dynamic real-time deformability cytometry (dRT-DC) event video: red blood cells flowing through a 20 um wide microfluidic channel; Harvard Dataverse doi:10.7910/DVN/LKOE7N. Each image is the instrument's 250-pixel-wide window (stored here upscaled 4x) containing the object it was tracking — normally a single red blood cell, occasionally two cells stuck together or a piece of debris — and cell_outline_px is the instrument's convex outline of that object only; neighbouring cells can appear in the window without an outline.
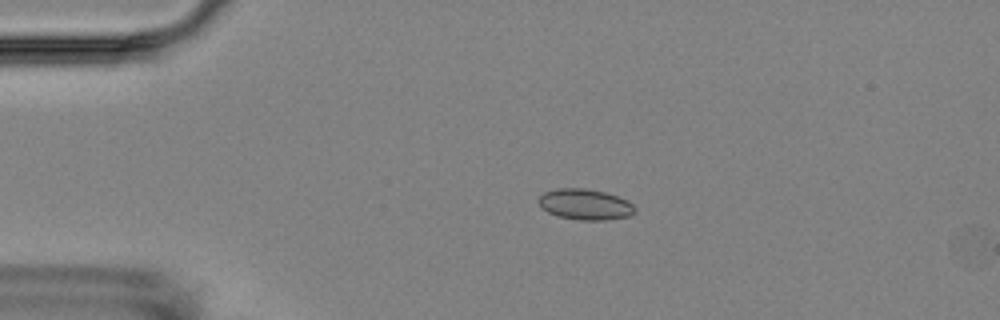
{"species": "Egyptian fruit bat (a non-hibernating species)", "species_latin": "Rousettus aegyptiacus", "temperature_condition": "room temperature", "stored_images_in_passage": 4, "camera_frame_rate_fps": 3000, "um_per_image_px": 0.085, "animal": {"sex": "female"}, "frame": {"image": 1, "passage_image": 3, "time_ms": 3.0, "image_size_px": [1000, 320], "cell_outline_px": [[636, 212], [628, 216], [604, 220], [580, 220], [556, 216], [540, 208], [536, 200], [544, 192], [556, 188], [584, 188], [604, 192], [628, 200], [636, 208]], "centroid_in_image_um": [49.69, 17.37], "position_along_channel_um": 35.3, "area_um2": 17.46}}